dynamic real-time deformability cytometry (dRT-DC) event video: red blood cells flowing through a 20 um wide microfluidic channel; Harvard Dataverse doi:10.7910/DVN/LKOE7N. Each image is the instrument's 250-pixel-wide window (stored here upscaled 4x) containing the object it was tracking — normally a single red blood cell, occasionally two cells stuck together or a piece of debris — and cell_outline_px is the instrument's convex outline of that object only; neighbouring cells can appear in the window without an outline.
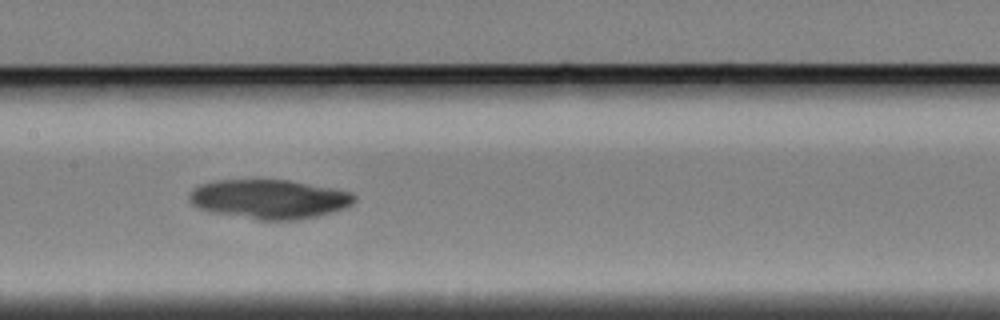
{"species": "Egyptian fruit bat (a non-hibernating species)", "species_latin": "Rousettus aegyptiacus", "temperature_condition": "cold", "stored_images_in_passage": 44, "camera_frame_rate_fps": 3000, "um_per_image_px": 0.085, "animal": {"sex": "female"}, "frame": {"image": 1, "passage_image": 17, "time_ms": 5.333, "image_size_px": [1000, 320], "cell_outline_px": [[356, 200], [352, 204], [344, 208], [332, 212], [316, 216], [296, 220], [256, 220], [212, 212], [200, 208], [192, 204], [188, 200], [188, 196], [192, 188], [200, 184], [216, 180], [288, 180], [352, 192], [356, 196]], "centroid_in_image_um": [22.86, 16.93], "position_along_channel_um": 184.5, "area_um2": 37.8}}
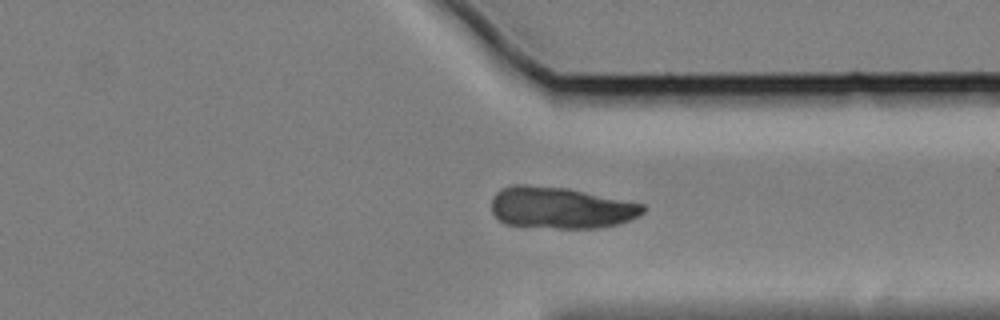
{"frame": {"image": 2, "passage_image": 33, "time_ms": 10.667, "image_size_px": [1000, 320], "cell_outline_px": [[648, 208], [640, 216], [632, 220], [620, 224], [596, 228], [556, 228], [504, 224], [492, 212], [492, 196], [500, 188], [512, 184], [524, 184], [568, 188], [644, 204]], "centroid_in_image_um": [47.68, 17.65], "position_along_channel_um": 363.7, "area_um2": 37.11}}
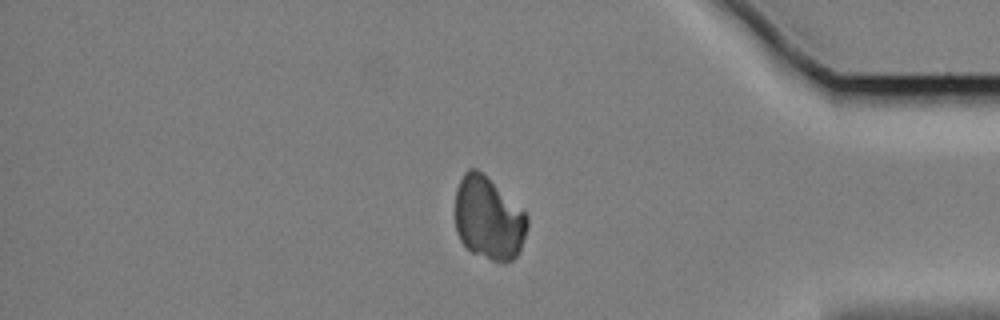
{"frame": {"image": 3, "passage_image": 38, "time_ms": 12.333, "image_size_px": [1000, 320], "cell_outline_px": [[528, 228], [520, 252], [512, 260], [504, 264], [492, 260], [472, 252], [460, 240], [456, 232], [456, 188], [464, 172], [468, 168], [476, 168], [524, 212], [528, 216]], "centroid_in_image_um": [41.53, 18.6], "position_along_channel_um": 393.7, "area_um2": 34.56}}